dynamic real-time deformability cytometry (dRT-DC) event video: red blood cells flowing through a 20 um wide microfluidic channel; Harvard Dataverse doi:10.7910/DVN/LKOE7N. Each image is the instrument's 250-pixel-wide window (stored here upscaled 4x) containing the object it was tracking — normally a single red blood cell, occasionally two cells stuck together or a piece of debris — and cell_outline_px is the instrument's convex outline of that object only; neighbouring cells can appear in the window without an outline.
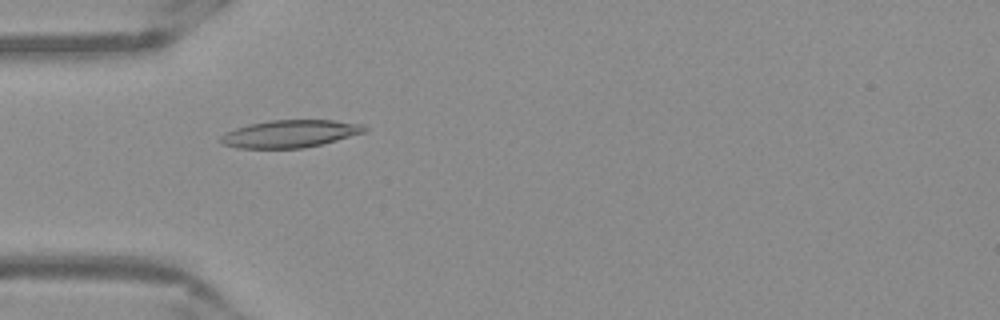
{"species": "Egyptian fruit bat (a non-hibernating species)", "species_latin": "Rousettus aegyptiacus", "temperature_condition": "warm", "stored_images_in_passage": 37, "camera_frame_rate_fps": 3000, "um_per_image_px": 0.085, "frame": {"image": 1, "passage_image": 1, "time_ms": 0.0, "image_size_px": [1000, 320], "cell_outline_px": [[368, 128], [364, 132], [324, 144], [304, 148], [236, 148], [224, 144], [220, 140], [220, 136], [236, 128], [248, 124], [268, 120], [332, 120], [364, 124]], "centroid_in_image_um": [24.68, 11.37], "position_along_channel_um": 60.3, "area_um2": 23.06}}
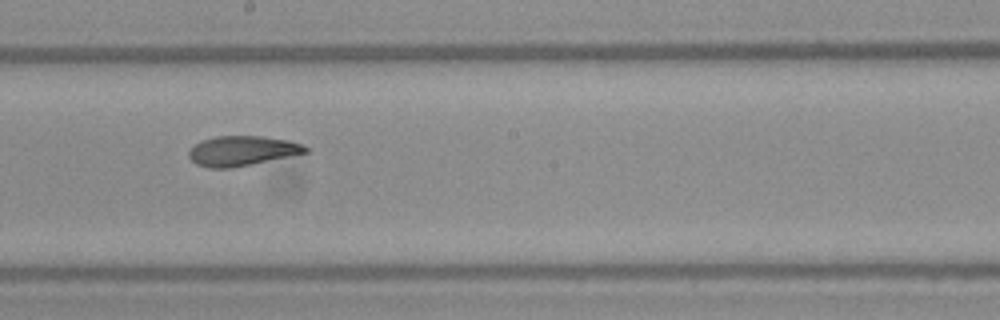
{"frame": {"image": 2, "passage_image": 14, "time_ms": 4.333, "image_size_px": [1000, 320], "cell_outline_px": [[308, 152], [252, 164], [232, 168], [208, 168], [196, 164], [188, 156], [188, 152], [196, 144], [204, 140], [216, 136], [264, 136], [288, 140], [304, 144], [308, 148]], "centroid_in_image_um": [20.59, 12.82], "position_along_channel_um": 227.6, "area_um2": 20.23}}
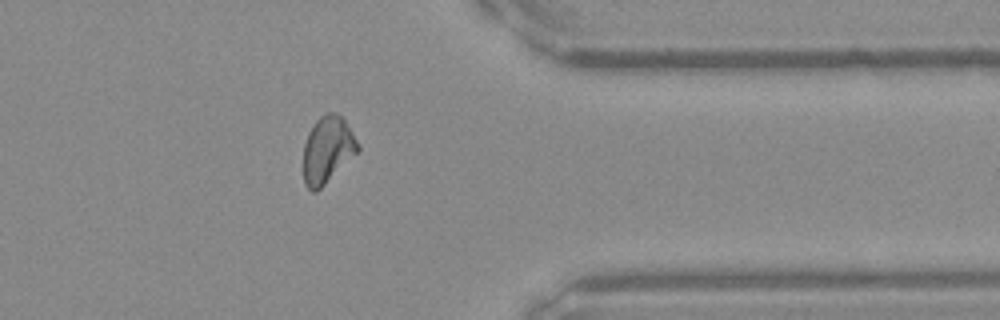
{"frame": {"image": 3, "passage_image": 27, "time_ms": 8.667, "image_size_px": [1000, 320], "cell_outline_px": [[360, 148], [316, 192], [312, 192], [304, 184], [304, 144], [308, 132], [316, 120], [324, 112], [336, 112], [344, 120], [360, 144]], "centroid_in_image_um": [27.81, 12.69], "position_along_channel_um": 383.6, "area_um2": 20.81}, "authors_computed_cell_mechanics": {"area_um2": 21.097, "velocity_mm_per_s": 3.893, "shape_relaxation_time_tau1_ms": null, "shape_relaxation_time_tau2_ms": 2.7928, "deformation_change_tau1": null, "deformation_change_tau2": 0.0788}}